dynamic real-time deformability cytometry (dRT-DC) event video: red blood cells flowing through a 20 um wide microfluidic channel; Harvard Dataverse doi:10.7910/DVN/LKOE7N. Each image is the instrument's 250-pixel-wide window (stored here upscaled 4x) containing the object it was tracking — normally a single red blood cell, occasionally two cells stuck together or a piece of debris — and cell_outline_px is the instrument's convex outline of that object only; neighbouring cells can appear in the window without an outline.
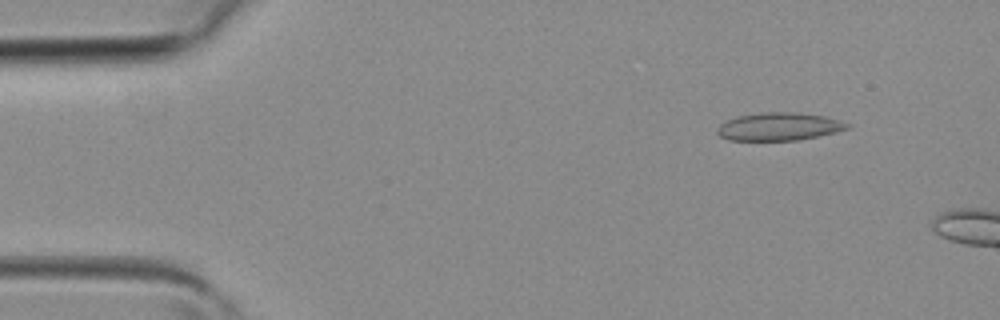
{"species": "common noctule bat (a hibernating species)", "species_latin": "Nyctalus noctula", "temperature_condition": "room temperature", "stored_images_in_passage": 3, "camera_frame_rate_fps": 3000, "um_per_image_px": 0.085, "animal": {"sex": "female", "body_mass_g": 19.3, "forearm_length_mm": 54.1}, "frame": {"image": 1, "passage_image": 2, "time_ms": 0.333, "image_size_px": [1000, 320], "cell_outline_px": [[852, 124], [848, 128], [816, 136], [796, 140], [728, 140], [720, 136], [716, 132], [716, 128], [720, 124], [736, 116], [760, 112], [792, 112], [824, 116], [840, 120]], "centroid_in_image_um": [66.17, 10.75], "position_along_channel_um": 18.8, "area_um2": 20.98}}